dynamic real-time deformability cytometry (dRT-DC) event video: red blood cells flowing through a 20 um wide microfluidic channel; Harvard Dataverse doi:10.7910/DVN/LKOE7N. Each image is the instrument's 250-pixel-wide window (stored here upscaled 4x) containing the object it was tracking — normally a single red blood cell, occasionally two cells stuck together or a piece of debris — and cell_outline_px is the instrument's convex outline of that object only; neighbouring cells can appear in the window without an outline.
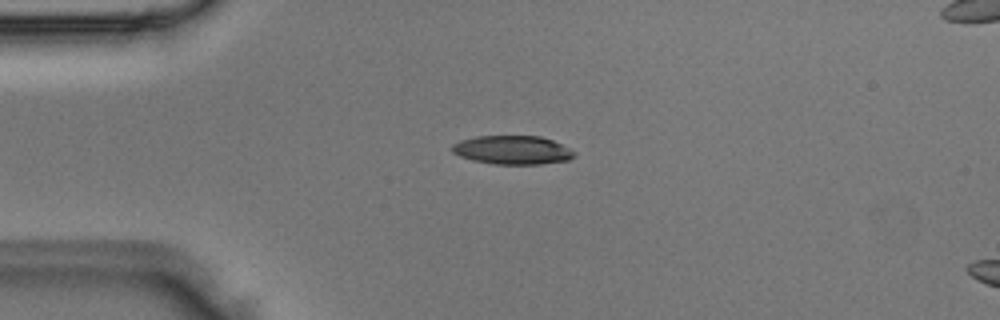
{"species": "Egyptian fruit bat (a non-hibernating species)", "species_latin": "Rousettus aegyptiacus", "temperature_condition": "room temperature", "stored_images_in_passage": 6, "camera_frame_rate_fps": 3000, "um_per_image_px": 0.085, "animal": {"sex": "male"}, "frame": {"image": 1, "passage_image": 4, "time_ms": 1.0, "image_size_px": [1000, 320], "cell_outline_px": [[576, 156], [568, 160], [540, 164], [496, 164], [472, 160], [460, 156], [452, 152], [452, 144], [460, 140], [476, 136], [540, 136], [552, 140], [576, 152]], "centroid_in_image_um": [43.55, 12.75], "position_along_channel_um": 41.4, "area_um2": 20.4}}
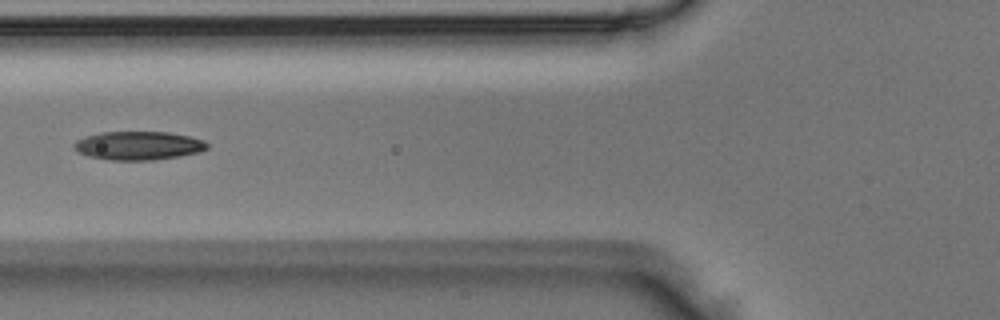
{"frame": {"image": 2, "passage_image": 6, "time_ms": 1.667, "image_size_px": [1000, 320], "cell_outline_px": [[208, 148], [200, 152], [180, 156], [152, 160], [108, 160], [88, 156], [80, 152], [72, 144], [76, 140], [100, 132], [168, 132], [188, 136], [204, 140], [208, 144]], "centroid_in_image_um": [11.79, 12.38], "position_along_channel_um": 114.0, "area_um2": 22.08}}